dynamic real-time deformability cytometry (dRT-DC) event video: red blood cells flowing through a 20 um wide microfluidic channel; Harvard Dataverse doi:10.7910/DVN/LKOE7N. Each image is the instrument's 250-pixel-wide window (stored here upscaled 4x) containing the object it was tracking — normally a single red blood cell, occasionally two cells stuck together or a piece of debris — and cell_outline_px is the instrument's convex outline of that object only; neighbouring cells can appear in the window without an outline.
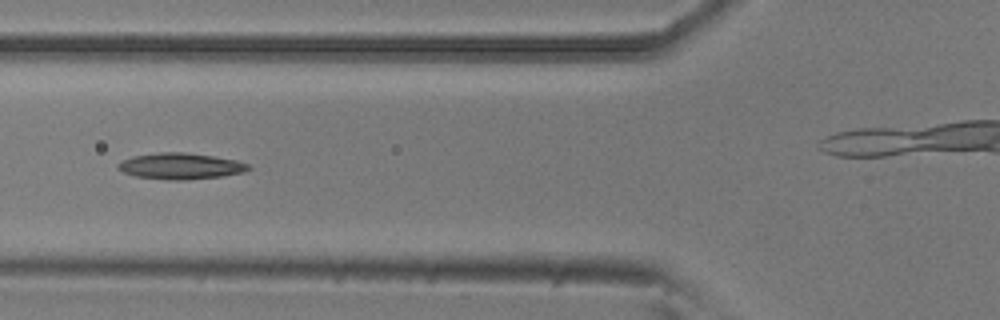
{"species": "common noctule bat (a hibernating species)", "species_latin": "Nyctalus noctula", "temperature_condition": "room temperature", "stored_images_in_passage": 41, "camera_frame_rate_fps": 3000, "um_per_image_px": 0.085, "animal": {"sex": "male", "body_mass_g": 20.5, "forearm_length_mm": 52.5}, "frame": {"image": 1, "passage_image": 18, "time_ms": 5.667, "image_size_px": [1000, 320], "cell_outline_px": [[252, 168], [244, 172], [220, 176], [180, 180], [168, 180], [136, 176], [124, 172], [116, 168], [116, 164], [132, 156], [160, 152], [184, 152], [212, 156], [236, 160], [248, 164]], "centroid_in_image_um": [15.33, 14.11], "position_along_channel_um": 110.5, "area_um2": 19.71}}
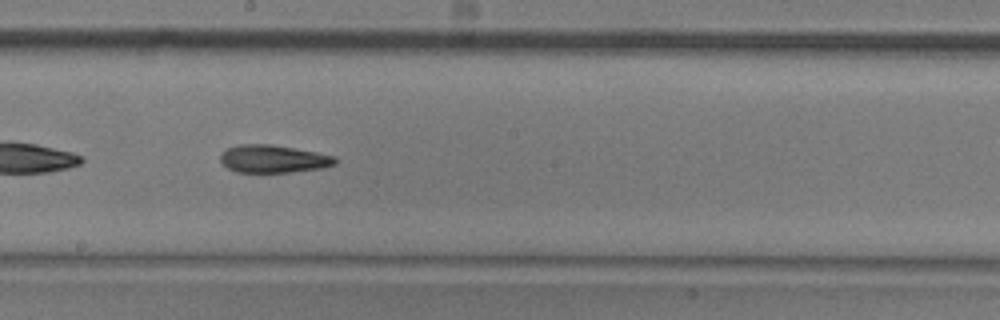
{"frame": {"image": 2, "passage_image": 27, "time_ms": 8.667, "image_size_px": [1000, 320], "cell_outline_px": [[336, 164], [324, 168], [288, 172], [236, 172], [228, 168], [220, 160], [220, 156], [228, 148], [240, 144], [272, 144], [316, 152], [336, 156]], "centroid_in_image_um": [23.26, 13.5], "position_along_channel_um": 224.9, "area_um2": 18.5}}
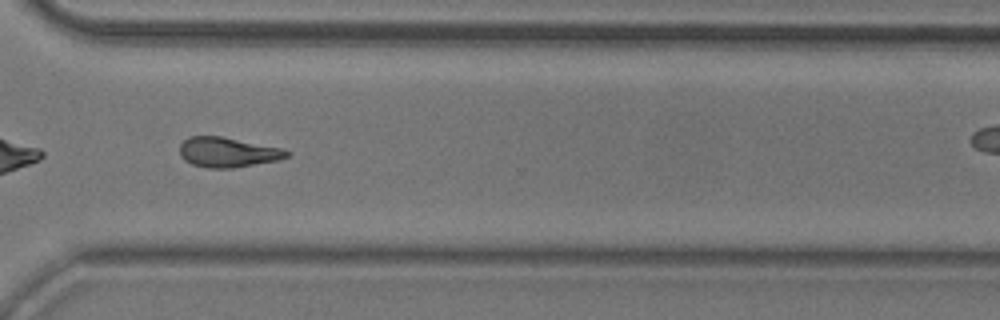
{"frame": {"image": 3, "passage_image": 37, "time_ms": 12.0, "image_size_px": [1000, 320], "cell_outline_px": [[292, 152], [288, 156], [280, 160], [232, 168], [208, 168], [192, 164], [184, 160], [180, 156], [180, 144], [188, 136], [220, 136], [284, 148]], "centroid_in_image_um": [19.38, 12.94], "position_along_channel_um": 351.2, "area_um2": 18.84}}